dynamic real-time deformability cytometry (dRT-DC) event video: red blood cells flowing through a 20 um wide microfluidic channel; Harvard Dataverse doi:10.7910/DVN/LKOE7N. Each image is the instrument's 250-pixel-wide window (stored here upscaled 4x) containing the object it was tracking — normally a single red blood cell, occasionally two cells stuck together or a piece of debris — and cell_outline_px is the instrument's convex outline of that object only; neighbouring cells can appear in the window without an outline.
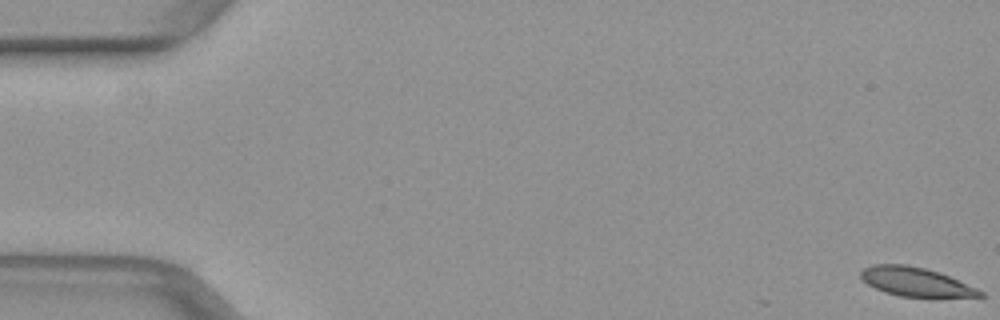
{"species": "common noctule bat (a hibernating species)", "species_latin": "Nyctalus noctula", "temperature_condition": "warm", "stored_images_in_passage": 40, "camera_frame_rate_fps": 3000, "um_per_image_px": 0.085, "animal": {"sex": "female", "body_mass_g": 29.2, "forearm_length_mm": 56.3}, "frame": {"image": 1, "passage_image": 1, "time_ms": 0.0, "image_size_px": [1000, 320], "cell_outline_px": [[984, 296], [900, 296], [884, 292], [860, 280], [860, 272], [864, 268], [872, 264], [908, 264], [940, 272], [976, 288], [984, 292]], "centroid_in_image_um": [77.76, 23.93], "position_along_channel_um": 7.2, "area_um2": 19.83}}
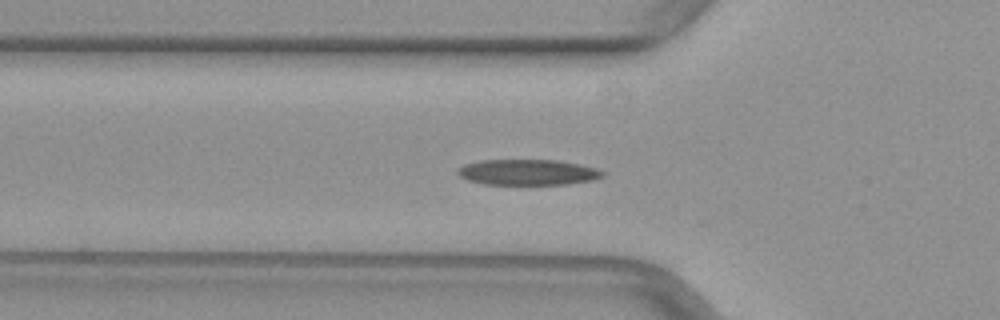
{"frame": {"image": 2, "passage_image": 18, "time_ms": 5.667, "image_size_px": [1000, 320], "cell_outline_px": [[604, 176], [592, 180], [568, 184], [484, 184], [468, 180], [460, 176], [456, 172], [456, 168], [464, 164], [480, 160], [556, 160], [580, 164], [596, 168], [604, 172]], "centroid_in_image_um": [44.83, 14.63], "position_along_channel_um": 81.0, "area_um2": 21.73}}
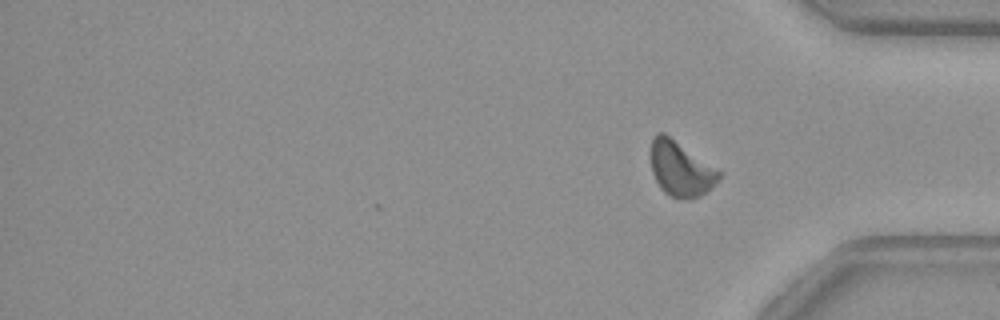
{"frame": {"image": 3, "passage_image": 40, "time_ms": 13.0, "image_size_px": [1000, 320], "cell_outline_px": [[724, 172], [700, 196], [688, 200], [672, 196], [664, 192], [660, 188], [652, 172], [652, 140], [656, 132], [664, 132]], "centroid_in_image_um": [57.87, 14.33], "position_along_channel_um": 377.3, "area_um2": 21.62}}